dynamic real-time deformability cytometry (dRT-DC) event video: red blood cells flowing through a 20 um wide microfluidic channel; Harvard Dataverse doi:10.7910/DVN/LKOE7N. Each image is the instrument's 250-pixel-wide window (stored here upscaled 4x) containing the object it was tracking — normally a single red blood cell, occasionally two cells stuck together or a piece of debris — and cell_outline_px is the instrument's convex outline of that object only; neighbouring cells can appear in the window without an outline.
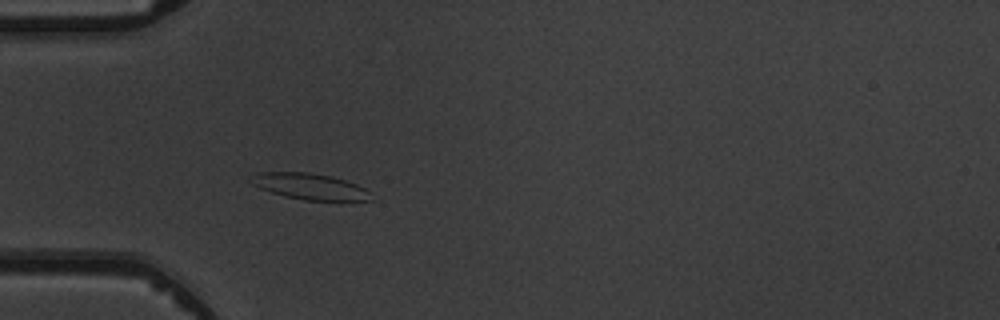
{"species": "common noctule bat (a hibernating species)", "species_latin": "Nyctalus noctula", "temperature_condition": "warm", "stored_images_in_passage": 3, "camera_frame_rate_fps": 3000, "um_per_image_px": 0.085, "animal": {"sex": "male", "body_mass_g": 19.5, "forearm_length_mm": 54.6}, "frame": {"image": 1, "passage_image": 3, "time_ms": 2.333, "image_size_px": [1000, 320], "cell_outline_px": [[372, 200], [304, 200], [284, 196], [260, 188], [252, 184], [248, 180], [248, 176], [260, 172], [308, 172], [332, 176], [356, 184], [372, 192]], "centroid_in_image_um": [26.31, 15.84], "position_along_channel_um": 58.7, "area_um2": 18.32}}